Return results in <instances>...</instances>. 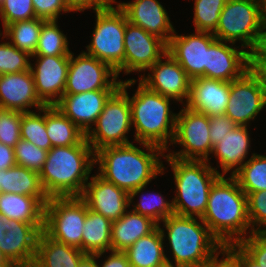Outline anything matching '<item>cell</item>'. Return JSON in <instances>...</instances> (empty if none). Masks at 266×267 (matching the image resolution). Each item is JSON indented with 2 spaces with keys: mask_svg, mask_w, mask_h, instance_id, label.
<instances>
[{
  "mask_svg": "<svg viewBox=\"0 0 266 267\" xmlns=\"http://www.w3.org/2000/svg\"><path fill=\"white\" fill-rule=\"evenodd\" d=\"M145 150L132 143L105 146L95 152L99 176L129 193V205L143 192L152 179L163 175L165 167L160 156L164 150L156 145L139 142Z\"/></svg>",
  "mask_w": 266,
  "mask_h": 267,
  "instance_id": "6da1fadb",
  "label": "cell"
},
{
  "mask_svg": "<svg viewBox=\"0 0 266 267\" xmlns=\"http://www.w3.org/2000/svg\"><path fill=\"white\" fill-rule=\"evenodd\" d=\"M201 219L224 247L238 244L252 233L247 195L233 176H220L211 186L207 207ZM247 230H250L249 235Z\"/></svg>",
  "mask_w": 266,
  "mask_h": 267,
  "instance_id": "7a4b0ae2",
  "label": "cell"
},
{
  "mask_svg": "<svg viewBox=\"0 0 266 267\" xmlns=\"http://www.w3.org/2000/svg\"><path fill=\"white\" fill-rule=\"evenodd\" d=\"M95 164V152L86 137L77 145L52 147L40 182L48 198L81 197Z\"/></svg>",
  "mask_w": 266,
  "mask_h": 267,
  "instance_id": "3957f363",
  "label": "cell"
},
{
  "mask_svg": "<svg viewBox=\"0 0 266 267\" xmlns=\"http://www.w3.org/2000/svg\"><path fill=\"white\" fill-rule=\"evenodd\" d=\"M162 222L167 230L175 267H204L224 250L201 218L174 213Z\"/></svg>",
  "mask_w": 266,
  "mask_h": 267,
  "instance_id": "277c9868",
  "label": "cell"
},
{
  "mask_svg": "<svg viewBox=\"0 0 266 267\" xmlns=\"http://www.w3.org/2000/svg\"><path fill=\"white\" fill-rule=\"evenodd\" d=\"M170 99L148 89L140 81L130 98L135 141L156 145L164 151L173 141L177 114L170 111Z\"/></svg>",
  "mask_w": 266,
  "mask_h": 267,
  "instance_id": "5b68a950",
  "label": "cell"
},
{
  "mask_svg": "<svg viewBox=\"0 0 266 267\" xmlns=\"http://www.w3.org/2000/svg\"><path fill=\"white\" fill-rule=\"evenodd\" d=\"M172 167L176 194L172 199L174 213L202 218L209 199L210 188L221 173L203 160H183L164 155Z\"/></svg>",
  "mask_w": 266,
  "mask_h": 267,
  "instance_id": "8992f818",
  "label": "cell"
},
{
  "mask_svg": "<svg viewBox=\"0 0 266 267\" xmlns=\"http://www.w3.org/2000/svg\"><path fill=\"white\" fill-rule=\"evenodd\" d=\"M135 82V79L121 82L120 87L106 101L94 125L96 128L90 129L86 134L87 142L94 152L105 146L132 143L126 136L132 127L130 101L126 89Z\"/></svg>",
  "mask_w": 266,
  "mask_h": 267,
  "instance_id": "52a82bcc",
  "label": "cell"
},
{
  "mask_svg": "<svg viewBox=\"0 0 266 267\" xmlns=\"http://www.w3.org/2000/svg\"><path fill=\"white\" fill-rule=\"evenodd\" d=\"M95 12L96 24L92 40L86 46L87 52H83L108 64L119 76L123 71L127 16L118 5L114 7L112 3Z\"/></svg>",
  "mask_w": 266,
  "mask_h": 267,
  "instance_id": "ba28073f",
  "label": "cell"
},
{
  "mask_svg": "<svg viewBox=\"0 0 266 267\" xmlns=\"http://www.w3.org/2000/svg\"><path fill=\"white\" fill-rule=\"evenodd\" d=\"M88 211L81 197H52L45 205L44 232L53 240L82 251L83 225Z\"/></svg>",
  "mask_w": 266,
  "mask_h": 267,
  "instance_id": "9c48e42d",
  "label": "cell"
},
{
  "mask_svg": "<svg viewBox=\"0 0 266 267\" xmlns=\"http://www.w3.org/2000/svg\"><path fill=\"white\" fill-rule=\"evenodd\" d=\"M262 30L259 0H227L213 35L217 40L235 44L250 52Z\"/></svg>",
  "mask_w": 266,
  "mask_h": 267,
  "instance_id": "30bf717a",
  "label": "cell"
},
{
  "mask_svg": "<svg viewBox=\"0 0 266 267\" xmlns=\"http://www.w3.org/2000/svg\"><path fill=\"white\" fill-rule=\"evenodd\" d=\"M176 116L175 133L171 143L180 144L184 149L167 154L183 160H203L209 162L213 146L209 136V116L186 105Z\"/></svg>",
  "mask_w": 266,
  "mask_h": 267,
  "instance_id": "8fae6325",
  "label": "cell"
},
{
  "mask_svg": "<svg viewBox=\"0 0 266 267\" xmlns=\"http://www.w3.org/2000/svg\"><path fill=\"white\" fill-rule=\"evenodd\" d=\"M121 82L122 80H118L116 72L108 64L84 52L74 58V53L71 52L63 94L117 90Z\"/></svg>",
  "mask_w": 266,
  "mask_h": 267,
  "instance_id": "7c38bea8",
  "label": "cell"
},
{
  "mask_svg": "<svg viewBox=\"0 0 266 267\" xmlns=\"http://www.w3.org/2000/svg\"><path fill=\"white\" fill-rule=\"evenodd\" d=\"M44 224L6 219L0 213V249L16 267H32Z\"/></svg>",
  "mask_w": 266,
  "mask_h": 267,
  "instance_id": "4fadbf2b",
  "label": "cell"
},
{
  "mask_svg": "<svg viewBox=\"0 0 266 267\" xmlns=\"http://www.w3.org/2000/svg\"><path fill=\"white\" fill-rule=\"evenodd\" d=\"M123 72H145L168 51V45L143 28L126 22Z\"/></svg>",
  "mask_w": 266,
  "mask_h": 267,
  "instance_id": "5bb4252c",
  "label": "cell"
},
{
  "mask_svg": "<svg viewBox=\"0 0 266 267\" xmlns=\"http://www.w3.org/2000/svg\"><path fill=\"white\" fill-rule=\"evenodd\" d=\"M264 107H266V94L249 70L240 78L230 82L225 114L236 125L248 127L250 121H253Z\"/></svg>",
  "mask_w": 266,
  "mask_h": 267,
  "instance_id": "9a60e30c",
  "label": "cell"
},
{
  "mask_svg": "<svg viewBox=\"0 0 266 267\" xmlns=\"http://www.w3.org/2000/svg\"><path fill=\"white\" fill-rule=\"evenodd\" d=\"M163 58H165V62H163ZM147 70L151 71V74L141 75L142 77L140 76L139 79L143 85L152 91L171 98L173 101L183 103V100L186 99L185 103H188L191 79L168 52Z\"/></svg>",
  "mask_w": 266,
  "mask_h": 267,
  "instance_id": "2e32d148",
  "label": "cell"
},
{
  "mask_svg": "<svg viewBox=\"0 0 266 267\" xmlns=\"http://www.w3.org/2000/svg\"><path fill=\"white\" fill-rule=\"evenodd\" d=\"M171 36L168 53L181 65L192 80L207 78V49L216 40L212 33L198 32Z\"/></svg>",
  "mask_w": 266,
  "mask_h": 267,
  "instance_id": "e0dca14e",
  "label": "cell"
},
{
  "mask_svg": "<svg viewBox=\"0 0 266 267\" xmlns=\"http://www.w3.org/2000/svg\"><path fill=\"white\" fill-rule=\"evenodd\" d=\"M36 58L30 70L34 77L35 91L45 105H55L63 96L70 56H31Z\"/></svg>",
  "mask_w": 266,
  "mask_h": 267,
  "instance_id": "ac0fdd59",
  "label": "cell"
},
{
  "mask_svg": "<svg viewBox=\"0 0 266 267\" xmlns=\"http://www.w3.org/2000/svg\"><path fill=\"white\" fill-rule=\"evenodd\" d=\"M81 198L90 210L102 214L111 222L121 218L130 207L129 193L98 174L91 176L90 181L86 183Z\"/></svg>",
  "mask_w": 266,
  "mask_h": 267,
  "instance_id": "d6986e66",
  "label": "cell"
},
{
  "mask_svg": "<svg viewBox=\"0 0 266 267\" xmlns=\"http://www.w3.org/2000/svg\"><path fill=\"white\" fill-rule=\"evenodd\" d=\"M116 90H94L80 94H63L55 104L78 128L87 134L95 125L106 101Z\"/></svg>",
  "mask_w": 266,
  "mask_h": 267,
  "instance_id": "ffe728a7",
  "label": "cell"
},
{
  "mask_svg": "<svg viewBox=\"0 0 266 267\" xmlns=\"http://www.w3.org/2000/svg\"><path fill=\"white\" fill-rule=\"evenodd\" d=\"M215 40L207 49V79L231 82L249 70V51Z\"/></svg>",
  "mask_w": 266,
  "mask_h": 267,
  "instance_id": "44dd1931",
  "label": "cell"
},
{
  "mask_svg": "<svg viewBox=\"0 0 266 267\" xmlns=\"http://www.w3.org/2000/svg\"><path fill=\"white\" fill-rule=\"evenodd\" d=\"M117 5L125 12L131 24L169 44L175 29L167 11L158 0H133L129 3L119 2Z\"/></svg>",
  "mask_w": 266,
  "mask_h": 267,
  "instance_id": "7402d4cb",
  "label": "cell"
},
{
  "mask_svg": "<svg viewBox=\"0 0 266 267\" xmlns=\"http://www.w3.org/2000/svg\"><path fill=\"white\" fill-rule=\"evenodd\" d=\"M45 104L35 91L31 70L0 75V108L32 112L31 107L39 111Z\"/></svg>",
  "mask_w": 266,
  "mask_h": 267,
  "instance_id": "603a6c76",
  "label": "cell"
},
{
  "mask_svg": "<svg viewBox=\"0 0 266 267\" xmlns=\"http://www.w3.org/2000/svg\"><path fill=\"white\" fill-rule=\"evenodd\" d=\"M229 94L230 82L199 77L191 80L189 101L183 105L209 117L225 114Z\"/></svg>",
  "mask_w": 266,
  "mask_h": 267,
  "instance_id": "cb8c5ba5",
  "label": "cell"
},
{
  "mask_svg": "<svg viewBox=\"0 0 266 267\" xmlns=\"http://www.w3.org/2000/svg\"><path fill=\"white\" fill-rule=\"evenodd\" d=\"M248 132L247 126L237 125L213 146L212 154L222 167L221 176L232 169L230 175L233 176L246 162L251 142Z\"/></svg>",
  "mask_w": 266,
  "mask_h": 267,
  "instance_id": "d4e9b609",
  "label": "cell"
},
{
  "mask_svg": "<svg viewBox=\"0 0 266 267\" xmlns=\"http://www.w3.org/2000/svg\"><path fill=\"white\" fill-rule=\"evenodd\" d=\"M158 224L139 213L126 211L111 227V250L125 252L138 239L152 233Z\"/></svg>",
  "mask_w": 266,
  "mask_h": 267,
  "instance_id": "484cf974",
  "label": "cell"
},
{
  "mask_svg": "<svg viewBox=\"0 0 266 267\" xmlns=\"http://www.w3.org/2000/svg\"><path fill=\"white\" fill-rule=\"evenodd\" d=\"M165 230L158 227L149 235L138 239L125 253L131 267H164L173 265L164 251Z\"/></svg>",
  "mask_w": 266,
  "mask_h": 267,
  "instance_id": "4316f807",
  "label": "cell"
},
{
  "mask_svg": "<svg viewBox=\"0 0 266 267\" xmlns=\"http://www.w3.org/2000/svg\"><path fill=\"white\" fill-rule=\"evenodd\" d=\"M85 255L80 249L55 241L42 231L32 267H78Z\"/></svg>",
  "mask_w": 266,
  "mask_h": 267,
  "instance_id": "83f0119b",
  "label": "cell"
},
{
  "mask_svg": "<svg viewBox=\"0 0 266 267\" xmlns=\"http://www.w3.org/2000/svg\"><path fill=\"white\" fill-rule=\"evenodd\" d=\"M0 193L33 196L44 206L49 200L41 185L39 173L17 165L0 170Z\"/></svg>",
  "mask_w": 266,
  "mask_h": 267,
  "instance_id": "f1b7e54d",
  "label": "cell"
},
{
  "mask_svg": "<svg viewBox=\"0 0 266 267\" xmlns=\"http://www.w3.org/2000/svg\"><path fill=\"white\" fill-rule=\"evenodd\" d=\"M0 213L6 219L30 224H44L45 206L33 196L0 193Z\"/></svg>",
  "mask_w": 266,
  "mask_h": 267,
  "instance_id": "f546056e",
  "label": "cell"
},
{
  "mask_svg": "<svg viewBox=\"0 0 266 267\" xmlns=\"http://www.w3.org/2000/svg\"><path fill=\"white\" fill-rule=\"evenodd\" d=\"M111 227L109 219L88 208L83 225L82 251L91 255L111 251Z\"/></svg>",
  "mask_w": 266,
  "mask_h": 267,
  "instance_id": "4dcf8cb0",
  "label": "cell"
},
{
  "mask_svg": "<svg viewBox=\"0 0 266 267\" xmlns=\"http://www.w3.org/2000/svg\"><path fill=\"white\" fill-rule=\"evenodd\" d=\"M46 131L52 147L77 145L86 137L55 105H46Z\"/></svg>",
  "mask_w": 266,
  "mask_h": 267,
  "instance_id": "1f68e13d",
  "label": "cell"
},
{
  "mask_svg": "<svg viewBox=\"0 0 266 267\" xmlns=\"http://www.w3.org/2000/svg\"><path fill=\"white\" fill-rule=\"evenodd\" d=\"M46 20L41 18H33L30 20H23L11 23L3 28L2 39L7 38L10 43L28 53L30 56L35 54L42 24Z\"/></svg>",
  "mask_w": 266,
  "mask_h": 267,
  "instance_id": "d6a6232c",
  "label": "cell"
},
{
  "mask_svg": "<svg viewBox=\"0 0 266 267\" xmlns=\"http://www.w3.org/2000/svg\"><path fill=\"white\" fill-rule=\"evenodd\" d=\"M233 177L246 195L266 190V156L253 153Z\"/></svg>",
  "mask_w": 266,
  "mask_h": 267,
  "instance_id": "836d02e7",
  "label": "cell"
},
{
  "mask_svg": "<svg viewBox=\"0 0 266 267\" xmlns=\"http://www.w3.org/2000/svg\"><path fill=\"white\" fill-rule=\"evenodd\" d=\"M68 44L66 35L58 28L57 20L45 21L33 56H70Z\"/></svg>",
  "mask_w": 266,
  "mask_h": 267,
  "instance_id": "e575fe53",
  "label": "cell"
},
{
  "mask_svg": "<svg viewBox=\"0 0 266 267\" xmlns=\"http://www.w3.org/2000/svg\"><path fill=\"white\" fill-rule=\"evenodd\" d=\"M39 113L32 111L22 114L21 139L49 151L52 148V144L46 131V105L40 109Z\"/></svg>",
  "mask_w": 266,
  "mask_h": 267,
  "instance_id": "d590c367",
  "label": "cell"
},
{
  "mask_svg": "<svg viewBox=\"0 0 266 267\" xmlns=\"http://www.w3.org/2000/svg\"><path fill=\"white\" fill-rule=\"evenodd\" d=\"M195 30L214 33L227 0H194Z\"/></svg>",
  "mask_w": 266,
  "mask_h": 267,
  "instance_id": "8d00e7d4",
  "label": "cell"
},
{
  "mask_svg": "<svg viewBox=\"0 0 266 267\" xmlns=\"http://www.w3.org/2000/svg\"><path fill=\"white\" fill-rule=\"evenodd\" d=\"M140 201L133 204L132 210L143 216L151 218L158 225L168 216L174 214L173 203L166 201L161 193H141ZM160 221V223H159Z\"/></svg>",
  "mask_w": 266,
  "mask_h": 267,
  "instance_id": "74e56055",
  "label": "cell"
},
{
  "mask_svg": "<svg viewBox=\"0 0 266 267\" xmlns=\"http://www.w3.org/2000/svg\"><path fill=\"white\" fill-rule=\"evenodd\" d=\"M14 153L17 166L40 173L46 162L48 151L20 139L15 144Z\"/></svg>",
  "mask_w": 266,
  "mask_h": 267,
  "instance_id": "f35d334b",
  "label": "cell"
},
{
  "mask_svg": "<svg viewBox=\"0 0 266 267\" xmlns=\"http://www.w3.org/2000/svg\"><path fill=\"white\" fill-rule=\"evenodd\" d=\"M30 57L10 42L0 43V75L30 70Z\"/></svg>",
  "mask_w": 266,
  "mask_h": 267,
  "instance_id": "ab89813d",
  "label": "cell"
},
{
  "mask_svg": "<svg viewBox=\"0 0 266 267\" xmlns=\"http://www.w3.org/2000/svg\"><path fill=\"white\" fill-rule=\"evenodd\" d=\"M0 17L3 28L17 21L37 18L32 0H2Z\"/></svg>",
  "mask_w": 266,
  "mask_h": 267,
  "instance_id": "60d3db41",
  "label": "cell"
},
{
  "mask_svg": "<svg viewBox=\"0 0 266 267\" xmlns=\"http://www.w3.org/2000/svg\"><path fill=\"white\" fill-rule=\"evenodd\" d=\"M24 112L0 108V143L15 147L21 139V120Z\"/></svg>",
  "mask_w": 266,
  "mask_h": 267,
  "instance_id": "b9f144b4",
  "label": "cell"
},
{
  "mask_svg": "<svg viewBox=\"0 0 266 267\" xmlns=\"http://www.w3.org/2000/svg\"><path fill=\"white\" fill-rule=\"evenodd\" d=\"M247 206L251 232H266V190L248 193Z\"/></svg>",
  "mask_w": 266,
  "mask_h": 267,
  "instance_id": "7bdbcfd3",
  "label": "cell"
},
{
  "mask_svg": "<svg viewBox=\"0 0 266 267\" xmlns=\"http://www.w3.org/2000/svg\"><path fill=\"white\" fill-rule=\"evenodd\" d=\"M258 265L266 264V232H254L237 244Z\"/></svg>",
  "mask_w": 266,
  "mask_h": 267,
  "instance_id": "ee69618b",
  "label": "cell"
},
{
  "mask_svg": "<svg viewBox=\"0 0 266 267\" xmlns=\"http://www.w3.org/2000/svg\"><path fill=\"white\" fill-rule=\"evenodd\" d=\"M37 18L48 20H58L59 15L72 12L65 3V0H32Z\"/></svg>",
  "mask_w": 266,
  "mask_h": 267,
  "instance_id": "f6af8a7d",
  "label": "cell"
},
{
  "mask_svg": "<svg viewBox=\"0 0 266 267\" xmlns=\"http://www.w3.org/2000/svg\"><path fill=\"white\" fill-rule=\"evenodd\" d=\"M237 126L226 114L213 115L209 117V136L212 146Z\"/></svg>",
  "mask_w": 266,
  "mask_h": 267,
  "instance_id": "bcb514c9",
  "label": "cell"
},
{
  "mask_svg": "<svg viewBox=\"0 0 266 267\" xmlns=\"http://www.w3.org/2000/svg\"><path fill=\"white\" fill-rule=\"evenodd\" d=\"M71 11H84L86 9L98 10L109 6L111 3H118L116 0H65Z\"/></svg>",
  "mask_w": 266,
  "mask_h": 267,
  "instance_id": "7dc6e473",
  "label": "cell"
},
{
  "mask_svg": "<svg viewBox=\"0 0 266 267\" xmlns=\"http://www.w3.org/2000/svg\"><path fill=\"white\" fill-rule=\"evenodd\" d=\"M224 249L239 263L240 267H266L258 265L237 244L225 246Z\"/></svg>",
  "mask_w": 266,
  "mask_h": 267,
  "instance_id": "c3c4849f",
  "label": "cell"
},
{
  "mask_svg": "<svg viewBox=\"0 0 266 267\" xmlns=\"http://www.w3.org/2000/svg\"><path fill=\"white\" fill-rule=\"evenodd\" d=\"M249 61H266V29H262L254 48L249 52Z\"/></svg>",
  "mask_w": 266,
  "mask_h": 267,
  "instance_id": "681fc988",
  "label": "cell"
},
{
  "mask_svg": "<svg viewBox=\"0 0 266 267\" xmlns=\"http://www.w3.org/2000/svg\"><path fill=\"white\" fill-rule=\"evenodd\" d=\"M111 254L103 261L99 267H131L125 252L110 251Z\"/></svg>",
  "mask_w": 266,
  "mask_h": 267,
  "instance_id": "f907efd6",
  "label": "cell"
},
{
  "mask_svg": "<svg viewBox=\"0 0 266 267\" xmlns=\"http://www.w3.org/2000/svg\"><path fill=\"white\" fill-rule=\"evenodd\" d=\"M249 71L256 77L266 94V61H249Z\"/></svg>",
  "mask_w": 266,
  "mask_h": 267,
  "instance_id": "816d5d0a",
  "label": "cell"
},
{
  "mask_svg": "<svg viewBox=\"0 0 266 267\" xmlns=\"http://www.w3.org/2000/svg\"><path fill=\"white\" fill-rule=\"evenodd\" d=\"M16 166L14 148L0 143V170Z\"/></svg>",
  "mask_w": 266,
  "mask_h": 267,
  "instance_id": "f5cc1de1",
  "label": "cell"
},
{
  "mask_svg": "<svg viewBox=\"0 0 266 267\" xmlns=\"http://www.w3.org/2000/svg\"><path fill=\"white\" fill-rule=\"evenodd\" d=\"M221 255L224 256L221 260L217 255L204 267H240L239 263L225 249L222 250Z\"/></svg>",
  "mask_w": 266,
  "mask_h": 267,
  "instance_id": "db71d44e",
  "label": "cell"
},
{
  "mask_svg": "<svg viewBox=\"0 0 266 267\" xmlns=\"http://www.w3.org/2000/svg\"><path fill=\"white\" fill-rule=\"evenodd\" d=\"M103 254L104 252L94 255L86 254L79 262L78 267H99L96 259L98 260V258H100Z\"/></svg>",
  "mask_w": 266,
  "mask_h": 267,
  "instance_id": "11a10c76",
  "label": "cell"
},
{
  "mask_svg": "<svg viewBox=\"0 0 266 267\" xmlns=\"http://www.w3.org/2000/svg\"><path fill=\"white\" fill-rule=\"evenodd\" d=\"M260 1L261 27L266 29V0Z\"/></svg>",
  "mask_w": 266,
  "mask_h": 267,
  "instance_id": "9f6ffc18",
  "label": "cell"
},
{
  "mask_svg": "<svg viewBox=\"0 0 266 267\" xmlns=\"http://www.w3.org/2000/svg\"><path fill=\"white\" fill-rule=\"evenodd\" d=\"M0 267H16L0 249Z\"/></svg>",
  "mask_w": 266,
  "mask_h": 267,
  "instance_id": "6f0895ef",
  "label": "cell"
},
{
  "mask_svg": "<svg viewBox=\"0 0 266 267\" xmlns=\"http://www.w3.org/2000/svg\"><path fill=\"white\" fill-rule=\"evenodd\" d=\"M164 267H175V266H172V265H168V264H167V265H165Z\"/></svg>",
  "mask_w": 266,
  "mask_h": 267,
  "instance_id": "680465c9",
  "label": "cell"
}]
</instances>
